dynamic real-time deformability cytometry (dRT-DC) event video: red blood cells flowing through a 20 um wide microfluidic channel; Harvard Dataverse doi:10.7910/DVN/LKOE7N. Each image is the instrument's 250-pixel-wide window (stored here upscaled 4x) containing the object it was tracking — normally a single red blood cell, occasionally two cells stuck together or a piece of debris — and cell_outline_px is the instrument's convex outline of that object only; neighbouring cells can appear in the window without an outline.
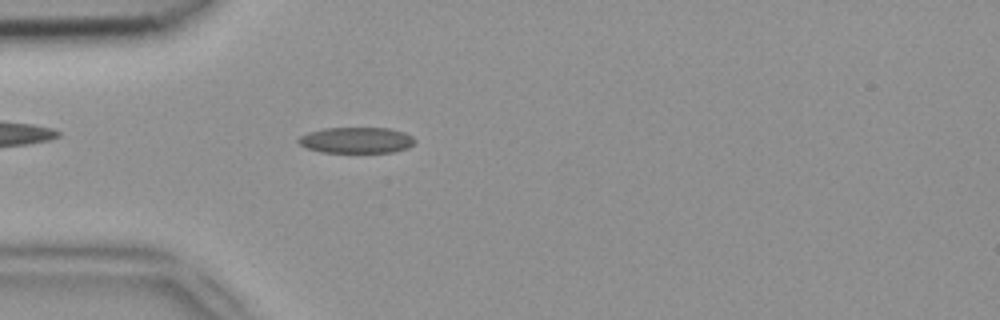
{"species": "common noctule bat (a hibernating species)", "species_latin": "Nyctalus noctula", "temperature_condition": "room temperature", "stored_images_in_passage": 49, "camera_frame_rate_fps": 3000, "um_per_image_px": 0.085, "animal": {"sex": "female", "body_mass_g": 18.4}, "frame": {"image": 1, "passage_image": 14, "time_ms": 4.333, "image_size_px": [1000, 320], "cell_outline_px": [[416, 140], [408, 148], [392, 152], [320, 152], [304, 148], [296, 140], [300, 136], [308, 132], [324, 128], [388, 128], [404, 132], [412, 136]], "centroid_in_image_um": [30.26, 11.91], "position_along_channel_um": 54.7, "area_um2": 17.69}}
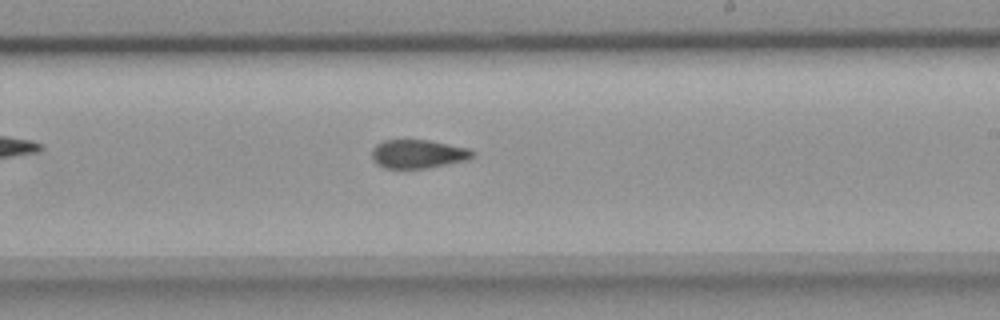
{"frame": {"image": 2, "passage_image": 29, "time_ms": 9.333, "image_size_px": [1000, 320], "cell_outline_px": [[476, 156], [468, 160], [428, 168], [384, 168], [376, 164], [372, 160], [372, 148], [376, 144], [384, 140], [428, 140], [468, 148], [476, 152]], "centroid_in_image_um": [35.55, 13.09], "position_along_channel_um": 253.5, "area_um2": 16.99}}
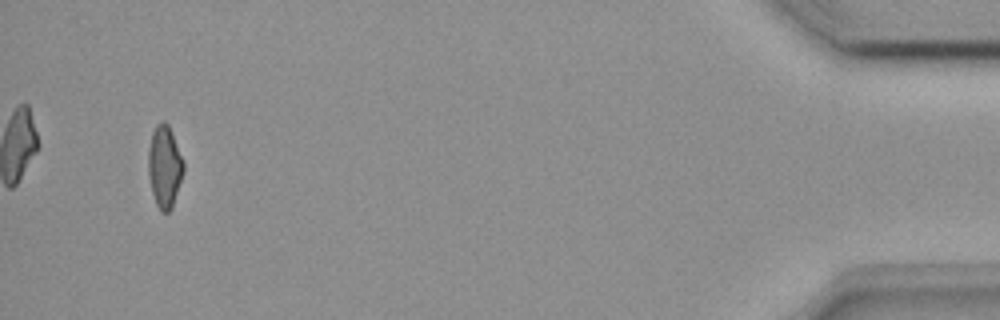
{"frame": {"image": 3, "passage_image": 47, "time_ms": 15.333, "image_size_px": [1000, 320], "cell_outline_px": [[184, 172], [172, 208], [168, 212], [160, 212], [156, 204], [152, 192], [148, 176], [148, 148], [152, 132], [156, 124], [160, 120], [164, 120], [168, 124], [172, 132], [184, 160]], "centroid_in_image_um": [13.99, 14.14], "position_along_channel_um": 421.2, "area_um2": 17.22}}